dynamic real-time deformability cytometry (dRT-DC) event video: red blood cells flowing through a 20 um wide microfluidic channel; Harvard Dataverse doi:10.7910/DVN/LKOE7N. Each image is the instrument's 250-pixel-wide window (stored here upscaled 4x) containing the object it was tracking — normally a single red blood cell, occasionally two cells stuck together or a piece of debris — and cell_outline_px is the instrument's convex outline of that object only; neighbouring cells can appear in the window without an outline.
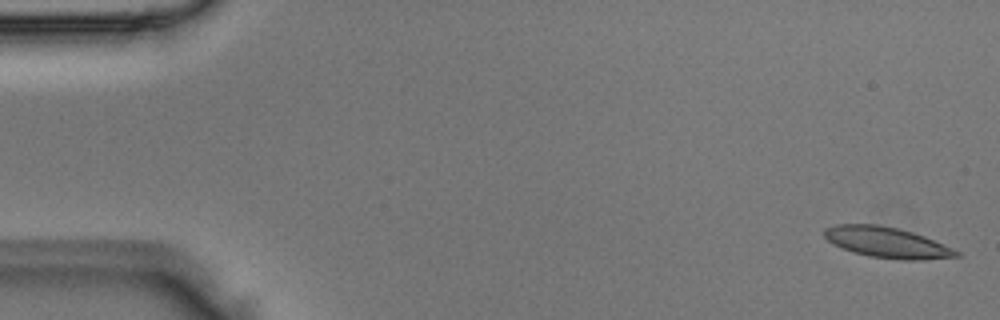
{"species": "Egyptian fruit bat (a non-hibernating species)", "species_latin": "Rousettus aegyptiacus", "temperature_condition": "room temperature", "stored_images_in_passage": 9, "camera_frame_rate_fps": 3000, "um_per_image_px": 0.085, "animal": {"sex": "male"}, "frame": {"image": 1, "passage_image": 1, "time_ms": 0.0, "image_size_px": [1000, 320], "cell_outline_px": [[960, 256], [924, 260], [900, 260], [868, 256], [852, 252], [832, 244], [824, 236], [824, 228], [836, 224], [880, 224], [900, 228], [924, 236], [952, 248], [960, 252]], "centroid_in_image_um": [75.37, 20.6], "position_along_channel_um": 9.6, "area_um2": 23.81}}